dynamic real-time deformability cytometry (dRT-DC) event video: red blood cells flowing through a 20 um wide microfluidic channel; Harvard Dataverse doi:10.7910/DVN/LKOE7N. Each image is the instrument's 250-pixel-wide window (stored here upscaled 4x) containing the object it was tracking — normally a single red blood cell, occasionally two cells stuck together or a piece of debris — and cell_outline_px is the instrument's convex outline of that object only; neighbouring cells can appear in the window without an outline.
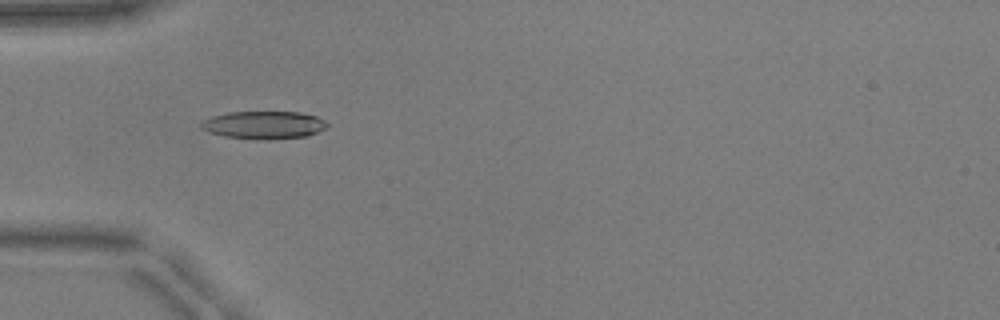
{"species": "common noctule bat (a hibernating species)", "species_latin": "Nyctalus noctula", "temperature_condition": "warm", "stored_images_in_passage": 38, "camera_frame_rate_fps": 3000, "um_per_image_px": 0.085, "animal": {"sex": "male", "body_mass_g": 17.9, "forearm_length_mm": 54.2}, "frame": {"image": 1, "passage_image": 3, "time_ms": 0.667, "image_size_px": [1000, 320], "cell_outline_px": [[328, 128], [308, 136], [268, 140], [224, 136], [208, 132], [200, 128], [200, 124], [204, 120], [212, 116], [228, 112], [300, 112], [316, 116], [324, 120], [328, 124]], "centroid_in_image_um": [22.45, 10.62], "position_along_channel_um": 62.5, "area_um2": 20.52}}
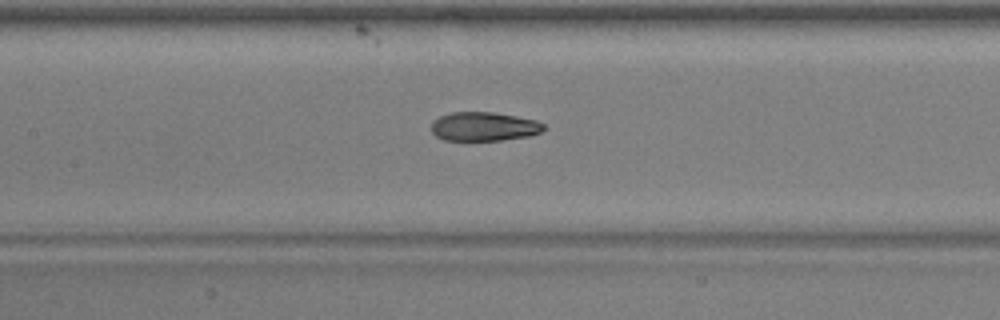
{"frame": {"image": 2, "passage_image": 11, "time_ms": 3.333, "image_size_px": [1000, 320], "cell_outline_px": [[544, 128], [540, 132], [528, 136], [500, 140], [444, 140], [436, 136], [432, 132], [432, 120], [440, 116], [452, 112], [492, 112], [516, 116], [536, 120], [544, 124]], "centroid_in_image_um": [41.11, 10.75], "position_along_channel_um": 166.3, "area_um2": 18.84}}
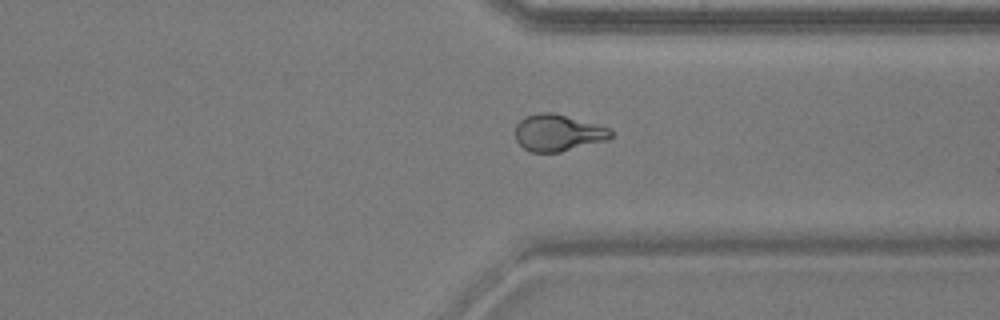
{"frame": {"image": 3, "passage_image": 26, "time_ms": 8.333, "image_size_px": [1000, 320], "cell_outline_px": [[616, 132], [608, 140], [560, 152], [532, 152], [524, 148], [516, 140], [516, 124], [524, 116], [540, 112], [552, 112], [596, 124], [608, 128]], "centroid_in_image_um": [47.44, 11.28], "position_along_channel_um": 364.0, "area_um2": 20.46}, "authors_computed_cell_mechanics": {"area_um2": 20.4323, "velocity_mm_per_s": 3.9546, "shape_relaxation_time_tau1_ms": null, "shape_relaxation_time_tau2_ms": 1.7069, "deformation_change_tau1": null, "deformation_change_tau2": 0.0777}}